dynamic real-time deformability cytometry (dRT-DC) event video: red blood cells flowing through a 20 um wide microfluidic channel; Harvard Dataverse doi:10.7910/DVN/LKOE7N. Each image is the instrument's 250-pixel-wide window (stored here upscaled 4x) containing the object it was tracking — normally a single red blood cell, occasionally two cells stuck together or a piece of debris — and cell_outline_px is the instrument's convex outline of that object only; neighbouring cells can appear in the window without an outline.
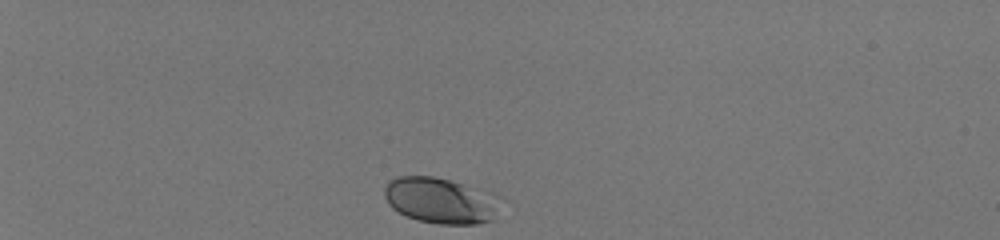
{"species": "human", "species_latin": "Homo sapiens", "temperature_condition": "room temperature", "stored_images_in_passage": 34, "camera_frame_rate_fps": 3000, "um_per_image_px": 0.085, "donor": {"sex": "male"}, "frame": {"image": 1, "passage_image": 1, "time_ms": 0.0, "image_size_px": [1000, 240], "cell_outline_px": [[496, 220], [476, 224], [440, 224], [416, 220], [392, 208], [388, 204], [384, 196], [384, 188], [388, 180], [396, 176], [432, 176], [448, 180], [460, 184], [484, 204], [488, 208]], "centroid_in_image_um": [37.01, 17.07], "position_along_channel_um": 48.0, "area_um2": 27.98}}
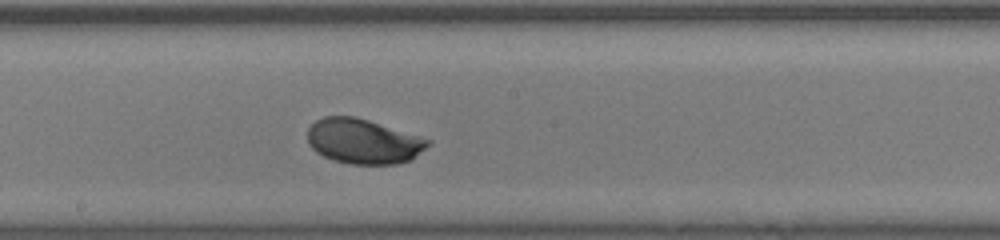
{"frame": {"image": 2, "passage_image": 19, "time_ms": 6.0, "image_size_px": [1000, 240], "cell_outline_px": [[432, 140], [424, 148], [408, 160], [396, 164], [348, 164], [332, 160], [316, 152], [308, 144], [308, 128], [316, 120], [324, 116], [356, 116], [420, 136]], "centroid_in_image_um": [30.83, 12.0], "position_along_channel_um": 217.4, "area_um2": 31.33}}
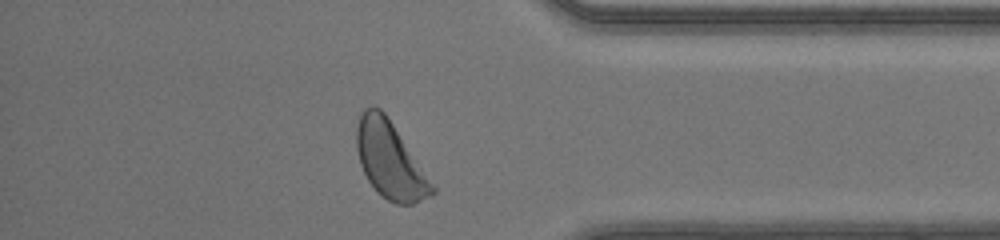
{"frame": {"image": 3, "passage_image": 33, "time_ms": 10.667, "image_size_px": [1000, 240], "cell_outline_px": [[436, 192], [432, 196], [412, 204], [396, 204], [388, 200], [376, 192], [368, 180], [360, 164], [356, 148], [356, 128], [360, 116], [364, 108], [380, 108], [384, 112], [436, 188]], "centroid_in_image_um": [33.14, 13.65], "position_along_channel_um": 402.1, "area_um2": 33.18}, "authors_computed_cell_mechanics": {"area_um2": 30.6051, "velocity_mm_per_s": 4.1035, "shape_relaxation_time_tau1_ms": 2.2634, "shape_relaxation_time_tau2_ms": null, "deformation_change_tau1": 0.1278, "deformation_change_tau2": null}}